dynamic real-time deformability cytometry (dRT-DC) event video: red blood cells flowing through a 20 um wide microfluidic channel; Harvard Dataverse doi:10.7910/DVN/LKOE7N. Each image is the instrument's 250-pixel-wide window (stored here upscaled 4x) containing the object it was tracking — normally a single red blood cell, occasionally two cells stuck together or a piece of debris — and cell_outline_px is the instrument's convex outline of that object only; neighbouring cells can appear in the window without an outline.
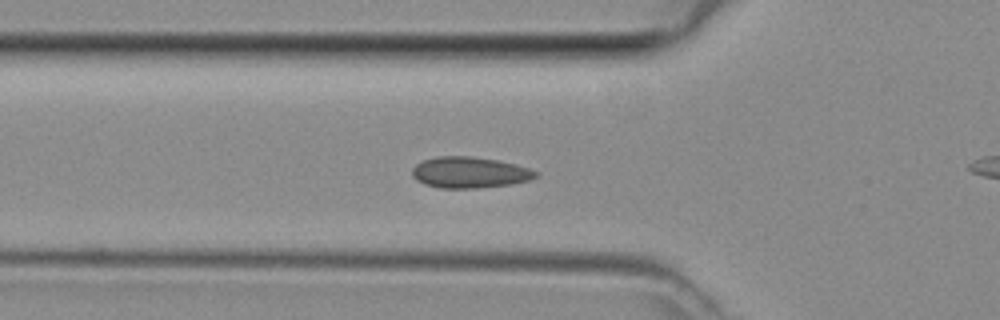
{"species": "common noctule bat (a hibernating species)", "species_latin": "Nyctalus noctula", "temperature_condition": "room temperature", "stored_images_in_passage": 47, "camera_frame_rate_fps": 3000, "um_per_image_px": 0.085, "animal": {"sex": "female", "body_mass_g": 29.2, "forearm_length_mm": 56.3}, "frame": {"image": 1, "passage_image": 16, "time_ms": 5.0, "image_size_px": [1000, 320], "cell_outline_px": [[540, 176], [528, 180], [512, 184], [476, 188], [440, 188], [424, 184], [416, 180], [412, 176], [412, 168], [416, 164], [424, 160], [436, 156], [472, 156], [496, 160], [516, 164], [540, 172]], "centroid_in_image_um": [39.92, 14.66], "position_along_channel_um": 85.9, "area_um2": 22.54}}
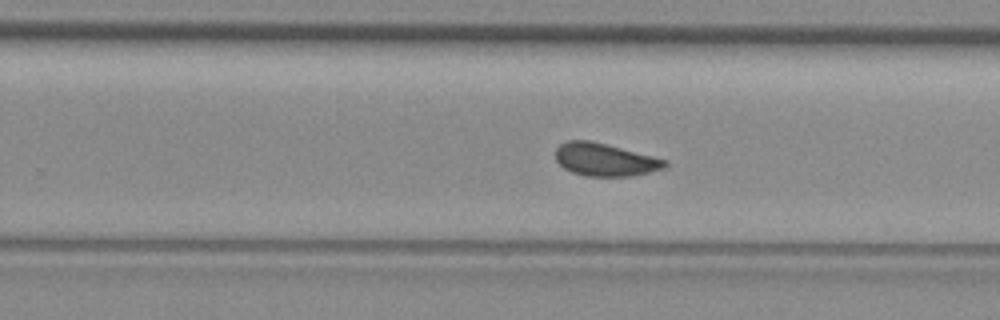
{"frame": {"image": 2, "passage_image": 29, "time_ms": 9.333, "image_size_px": [1000, 320], "cell_outline_px": [[668, 164], [664, 168], [632, 176], [584, 176], [572, 172], [564, 168], [556, 160], [556, 148], [560, 144], [568, 140], [592, 140], [668, 160]], "centroid_in_image_um": [51.41, 13.56], "position_along_channel_um": 278.4, "area_um2": 20.92}}
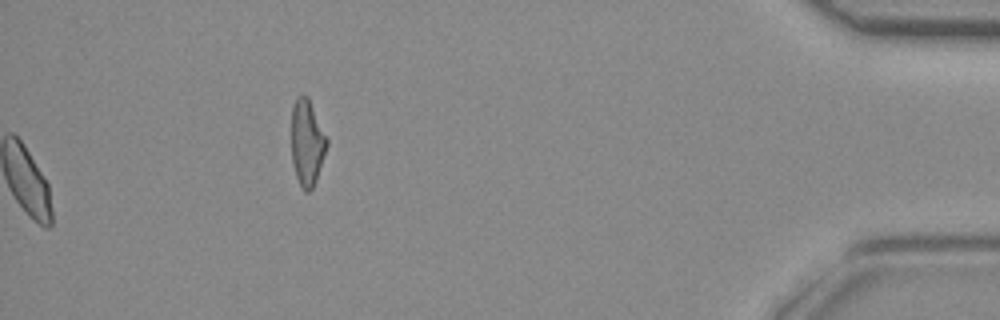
{"frame": {"image": 3, "passage_image": 47, "time_ms": 15.333, "image_size_px": [1000, 320], "cell_outline_px": [[328, 144], [316, 180], [312, 188], [308, 192], [304, 192], [300, 188], [292, 164], [292, 108], [296, 96], [304, 92], [308, 96], [328, 136]], "centroid_in_image_um": [26.11, 12.09], "position_along_channel_um": 409.1, "area_um2": 18.21}}